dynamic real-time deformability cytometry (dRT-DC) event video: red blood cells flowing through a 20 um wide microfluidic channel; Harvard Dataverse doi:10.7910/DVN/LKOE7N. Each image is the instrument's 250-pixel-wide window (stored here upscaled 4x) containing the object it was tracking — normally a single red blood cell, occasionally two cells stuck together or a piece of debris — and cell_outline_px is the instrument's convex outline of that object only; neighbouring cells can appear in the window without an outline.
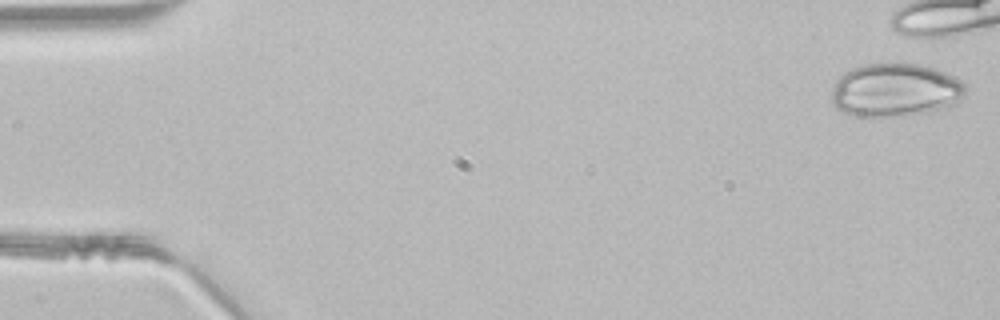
{"species": "common noctule bat (a hibernating species)", "species_latin": "Nyctalus noctula", "temperature_condition": "room temperature", "stored_images_in_passage": 9, "camera_frame_rate_fps": 3000, "um_per_image_px": 0.085, "animal": {"sex": "male", "body_mass_g": 21.5, "forearm_length_mm": 52.0}, "frame": {"image": 1, "passage_image": 1, "time_ms": 0.0, "image_size_px": [1000, 320], "cell_outline_px": [[964, 92], [956, 104], [948, 108], [900, 116], [856, 116], [844, 112], [836, 108], [832, 104], [832, 88], [836, 80], [844, 72], [852, 68], [864, 64], [904, 60], [920, 64], [944, 72], [960, 80], [964, 84]], "centroid_in_image_um": [76.07, 7.62], "position_along_channel_um": 8.9, "area_um2": 42.19}}